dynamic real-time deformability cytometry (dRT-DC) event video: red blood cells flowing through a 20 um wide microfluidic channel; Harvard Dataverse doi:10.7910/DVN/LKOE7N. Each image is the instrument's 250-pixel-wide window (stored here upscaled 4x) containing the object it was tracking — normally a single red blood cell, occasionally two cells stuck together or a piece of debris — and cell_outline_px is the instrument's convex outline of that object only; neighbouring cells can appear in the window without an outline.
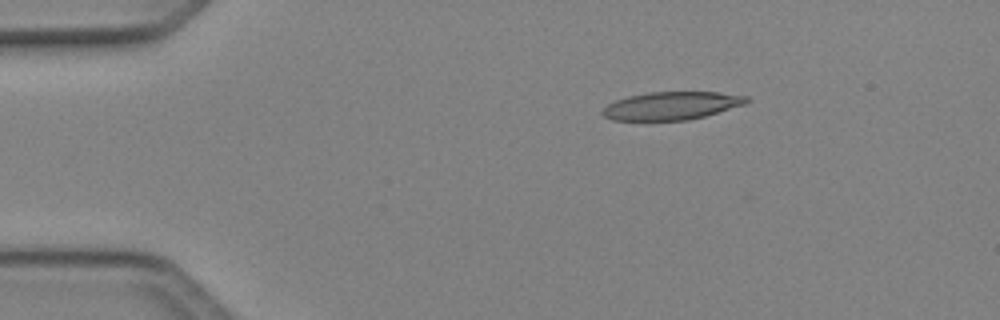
{"species": "Egyptian fruit bat (a non-hibernating species)", "species_latin": "Rousettus aegyptiacus", "temperature_condition": "cold", "stored_images_in_passage": 42, "camera_frame_rate_fps": 3000, "um_per_image_px": 0.085, "animal": {"sex": "female"}, "frame": {"image": 1, "passage_image": 1, "time_ms": 0.0, "image_size_px": [1000, 320], "cell_outline_px": [[752, 100], [744, 104], [704, 116], [688, 120], [612, 120], [604, 116], [600, 112], [608, 104], [616, 100], [628, 96], [648, 92], [720, 92], [748, 96]], "centroid_in_image_um": [57.08, 8.98], "position_along_channel_um": 27.9, "area_um2": 23.41}}
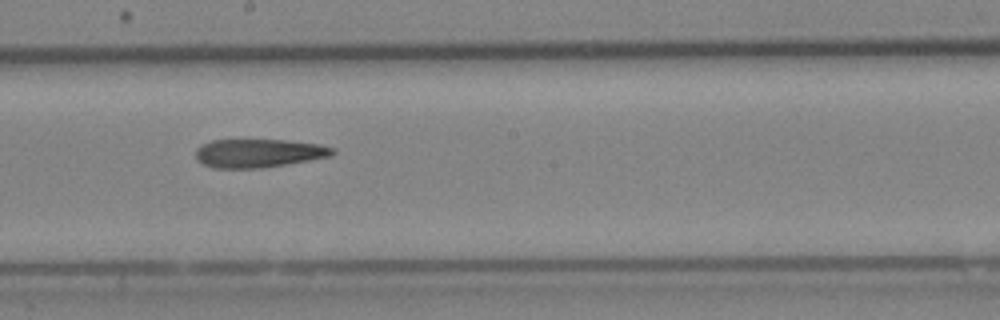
{"frame": {"image": 2, "passage_image": 20, "time_ms": 6.333, "image_size_px": [1000, 320], "cell_outline_px": [[336, 152], [332, 156], [288, 164], [260, 168], [212, 168], [200, 164], [196, 160], [196, 148], [200, 144], [212, 140], [284, 140], [320, 144], [336, 148]], "centroid_in_image_um": [21.97, 13.02], "position_along_channel_um": 226.2, "area_um2": 23.06}}
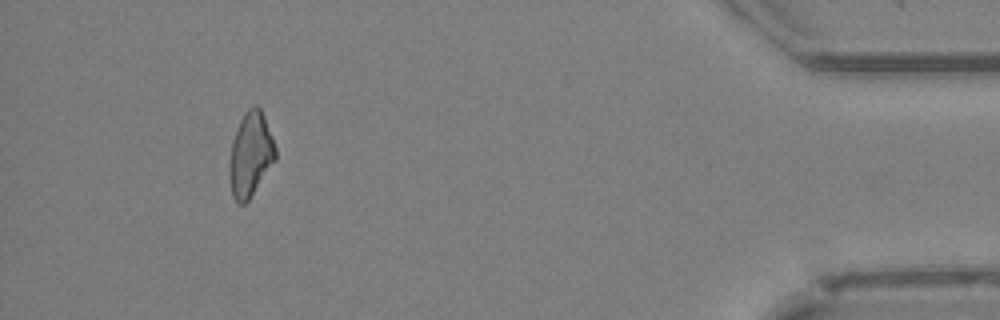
{"frame": {"image": 3, "passage_image": 38, "time_ms": 12.333, "image_size_px": [1000, 320], "cell_outline_px": [[276, 160], [248, 200], [244, 204], [240, 204], [232, 196], [228, 172], [228, 164], [232, 140], [236, 128], [244, 112], [248, 108], [256, 104], [260, 108], [264, 116], [272, 136], [276, 148]], "centroid_in_image_um": [21.28, 13.11], "position_along_channel_um": 413.9, "area_um2": 22.83}}